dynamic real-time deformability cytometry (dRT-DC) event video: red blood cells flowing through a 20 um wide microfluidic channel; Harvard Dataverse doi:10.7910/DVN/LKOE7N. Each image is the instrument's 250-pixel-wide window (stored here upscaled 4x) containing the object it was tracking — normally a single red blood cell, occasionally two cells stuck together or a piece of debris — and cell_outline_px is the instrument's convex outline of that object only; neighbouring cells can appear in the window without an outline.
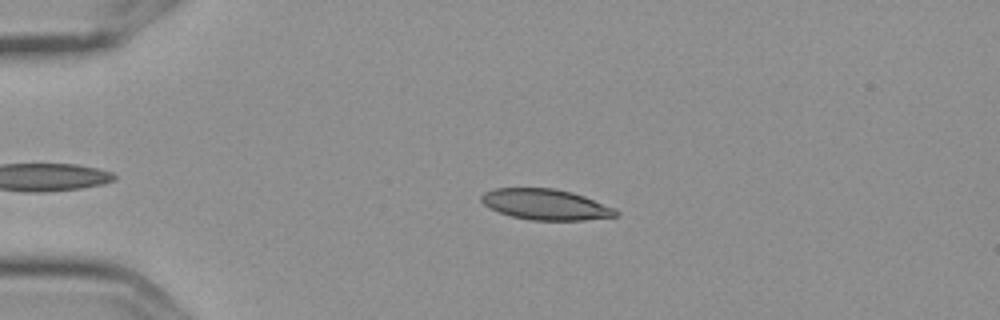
{"species": "Egyptian fruit bat (a non-hibernating species)", "species_latin": "Rousettus aegyptiacus", "temperature_condition": "cold", "stored_images_in_passage": 3, "camera_frame_rate_fps": 3000, "um_per_image_px": 0.085, "frame": {"image": 1, "passage_image": 2, "time_ms": 0.333, "image_size_px": [1000, 320], "cell_outline_px": [[620, 212], [616, 216], [584, 220], [532, 220], [512, 216], [500, 212], [484, 204], [480, 200], [480, 196], [484, 192], [496, 188], [552, 188], [572, 192], [584, 196], [616, 208]], "centroid_in_image_um": [46.41, 17.37], "position_along_channel_um": 38.6, "area_um2": 23.99}}